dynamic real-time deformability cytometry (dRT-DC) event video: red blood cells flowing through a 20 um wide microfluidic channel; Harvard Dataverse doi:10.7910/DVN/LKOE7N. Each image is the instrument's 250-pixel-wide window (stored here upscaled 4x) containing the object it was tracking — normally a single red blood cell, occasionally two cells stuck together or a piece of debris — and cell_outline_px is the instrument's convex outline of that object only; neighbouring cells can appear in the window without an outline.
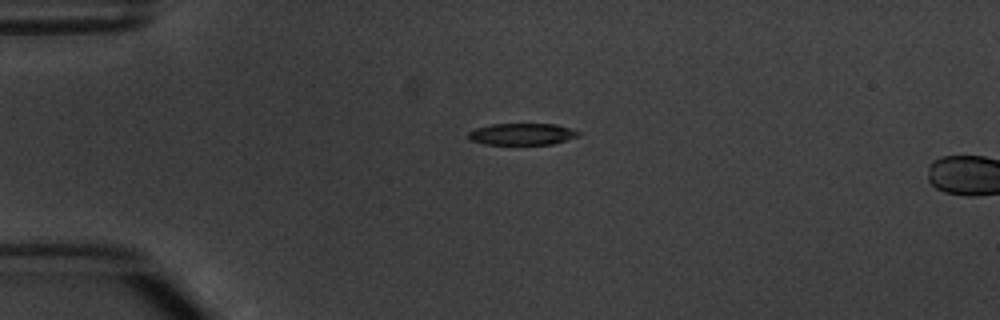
{"species": "common noctule bat (a hibernating species)", "species_latin": "Nyctalus noctula", "temperature_condition": "warm", "stored_images_in_passage": 2, "camera_frame_rate_fps": 3000, "um_per_image_px": 0.085, "animal": {"sex": "male", "body_mass_g": 20.1, "forearm_length_mm": 53.5}, "frame": {"image": 1, "passage_image": 1, "time_ms": 0.0, "image_size_px": [1000, 320], "cell_outline_px": [[580, 136], [552, 144], [520, 148], [484, 144], [468, 140], [468, 132], [476, 128], [492, 124], [556, 124], [572, 128], [580, 132]], "centroid_in_image_um": [44.36, 11.46], "position_along_channel_um": 40.6, "area_um2": 14.97}}